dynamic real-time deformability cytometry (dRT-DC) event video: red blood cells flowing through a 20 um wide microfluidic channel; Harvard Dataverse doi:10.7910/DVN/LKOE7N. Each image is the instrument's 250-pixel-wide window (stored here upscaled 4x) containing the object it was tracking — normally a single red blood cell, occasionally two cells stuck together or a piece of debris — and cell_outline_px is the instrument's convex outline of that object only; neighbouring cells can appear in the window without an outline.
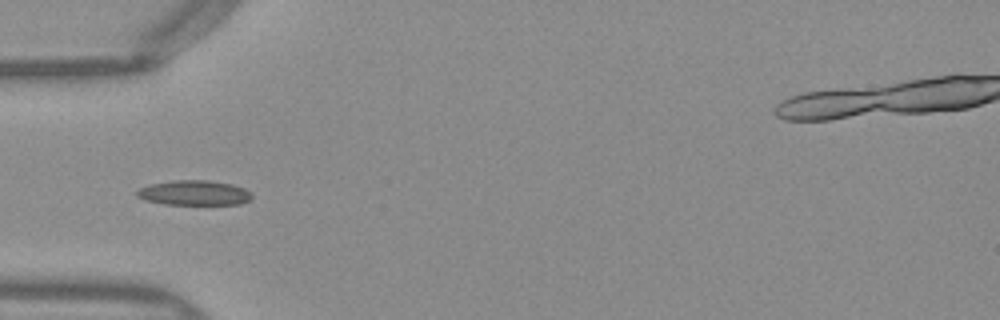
{"species": "Egyptian fruit bat (a non-hibernating species)", "species_latin": "Rousettus aegyptiacus", "temperature_condition": "warm", "stored_images_in_passage": 37, "segment_of_instrument_passage": [1, 2], "camera_frame_rate_fps": 3000, "um_per_image_px": 0.085, "frame": {"image": 1, "passage_image": 2, "time_ms": 0.333, "image_size_px": [1000, 320], "cell_outline_px": [[252, 200], [240, 204], [164, 204], [144, 200], [136, 196], [136, 188], [152, 184], [172, 180], [208, 180], [232, 184], [244, 188], [252, 196]], "centroid_in_image_um": [16.47, 16.39], "position_along_channel_um": 68.5, "area_um2": 16.76}}
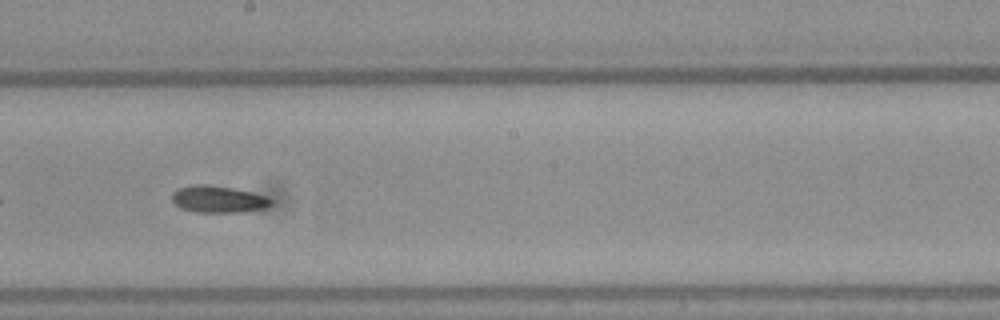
{"frame": {"image": 2, "passage_image": 14, "time_ms": 4.333, "image_size_px": [1000, 320], "cell_outline_px": [[272, 204], [268, 208], [240, 212], [196, 212], [180, 208], [172, 200], [172, 192], [180, 188], [196, 184], [204, 184], [232, 188], [252, 192], [268, 196], [272, 200]], "centroid_in_image_um": [18.59, 16.94], "position_along_channel_um": 229.6, "area_um2": 15.55}}
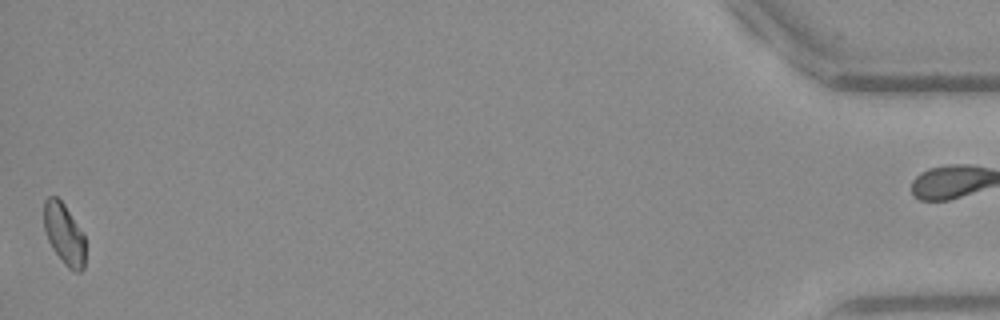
{"frame": {"image": 3, "passage_image": 36, "time_ms": 11.667, "image_size_px": [1000, 320], "cell_outline_px": [[84, 268], [80, 272], [72, 272], [64, 264], [52, 248], [48, 240], [44, 228], [44, 200], [48, 196], [56, 196], [64, 204], [84, 232]], "centroid_in_image_um": [5.45, 19.89], "position_along_channel_um": 429.7, "area_um2": 14.91}}